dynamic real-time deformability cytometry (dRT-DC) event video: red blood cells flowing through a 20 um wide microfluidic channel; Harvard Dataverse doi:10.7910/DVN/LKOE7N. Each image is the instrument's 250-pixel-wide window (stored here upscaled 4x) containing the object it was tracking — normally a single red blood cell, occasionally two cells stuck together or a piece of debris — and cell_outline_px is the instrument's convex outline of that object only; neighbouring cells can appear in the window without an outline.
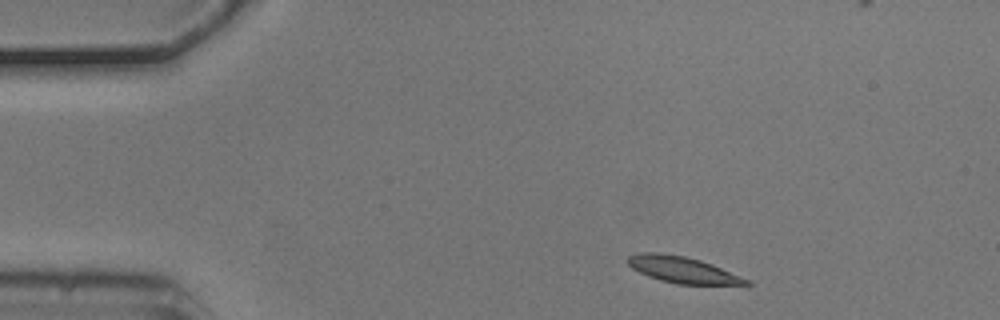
{"species": "common noctule bat (a hibernating species)", "species_latin": "Nyctalus noctula", "temperature_condition": "cold", "stored_images_in_passage": 4, "camera_frame_rate_fps": 3000, "um_per_image_px": 0.085, "animal": {"sex": "male", "body_mass_g": 20.5, "forearm_length_mm": 52.5}, "frame": {"image": 1, "passage_image": 1, "time_ms": 0.0, "image_size_px": [1000, 320], "cell_outline_px": [[752, 284], [748, 288], [676, 284], [660, 280], [648, 276], [632, 268], [628, 264], [628, 256], [640, 252], [660, 252], [684, 256], [700, 260], [712, 264], [752, 280]], "centroid_in_image_um": [58.23, 23.0], "position_along_channel_um": 26.8, "area_um2": 19.25}}